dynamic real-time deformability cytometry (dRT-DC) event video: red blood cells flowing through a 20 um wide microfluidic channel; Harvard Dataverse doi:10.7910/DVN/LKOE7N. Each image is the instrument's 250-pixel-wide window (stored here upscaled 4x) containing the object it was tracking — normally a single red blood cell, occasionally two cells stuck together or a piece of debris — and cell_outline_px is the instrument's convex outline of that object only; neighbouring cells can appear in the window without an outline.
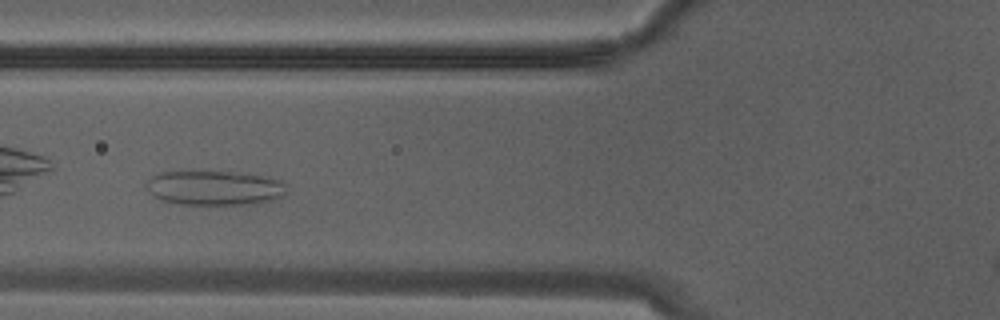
{"species": "Egyptian fruit bat (a non-hibernating species)", "species_latin": "Rousettus aegyptiacus", "temperature_condition": "warm", "stored_images_in_passage": 30, "camera_frame_rate_fps": 3000, "um_per_image_px": 0.085, "animal": {"sex": "male"}, "frame": {"image": 1, "passage_image": 13, "time_ms": 4.0, "image_size_px": [1000, 320], "cell_outline_px": [[288, 184], [284, 196], [272, 200], [256, 204], [176, 204], [152, 196], [148, 192], [144, 184], [152, 176], [160, 172], [244, 172], [280, 180]], "centroid_in_image_um": [18.25, 15.97], "position_along_channel_um": 107.6, "area_um2": 28.5}}